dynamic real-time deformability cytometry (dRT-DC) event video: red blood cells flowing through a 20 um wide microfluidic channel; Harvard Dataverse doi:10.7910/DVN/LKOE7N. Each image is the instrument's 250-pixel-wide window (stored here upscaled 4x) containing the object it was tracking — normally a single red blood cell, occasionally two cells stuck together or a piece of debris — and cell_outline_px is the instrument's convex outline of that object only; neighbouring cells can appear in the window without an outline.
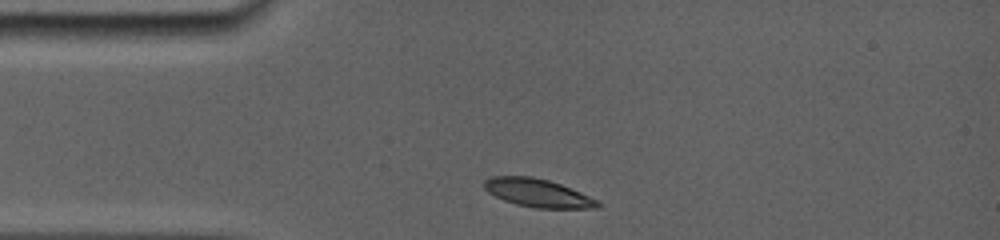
{"species": "common noctule bat (a hibernating species)", "species_latin": "Nyctalus noctula", "temperature_condition": "room temperature", "stored_images_in_passage": 26, "camera_frame_rate_fps": 5000, "um_per_image_px": 0.085, "animal": {"sex": "female", "body_mass_g": 19.0, "forearm_length_mm": 56.7}, "frame": {"image": 1, "passage_image": 1, "time_ms": 0.0, "image_size_px": [1000, 240], "cell_outline_px": [[604, 204], [600, 208], [536, 208], [516, 204], [504, 200], [488, 192], [484, 188], [484, 180], [492, 176], [532, 176], [548, 180], [572, 188], [600, 200]], "centroid_in_image_um": [45.78, 16.4], "position_along_channel_um": 39.2, "area_um2": 18.84}}
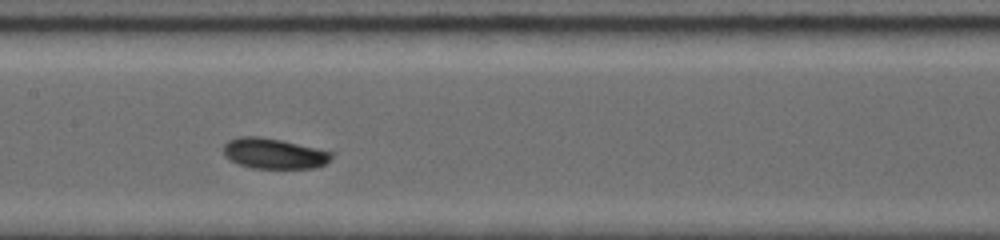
{"frame": {"image": 2, "passage_image": 15, "time_ms": 4.4, "image_size_px": [1000, 240], "cell_outline_px": [[332, 156], [324, 164], [312, 168], [252, 168], [228, 160], [224, 156], [224, 144], [228, 140], [244, 136], [256, 136], [280, 140], [332, 152]], "centroid_in_image_um": [23.22, 13.05], "position_along_channel_um": 184.2, "area_um2": 18.84}}
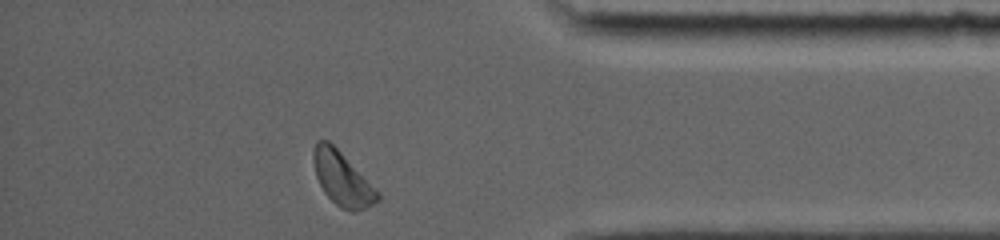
{"frame": {"image": 3, "passage_image": 26, "time_ms": 10.6, "image_size_px": [1000, 240], "cell_outline_px": [[380, 200], [356, 212], [352, 212], [340, 208], [324, 192], [316, 176], [312, 160], [312, 152], [316, 140], [328, 140], [380, 192]], "centroid_in_image_um": [29.08, 15.2], "position_along_channel_um": 406.1, "area_um2": 19.94}, "authors_computed_cell_mechanics": {"area_um2": 18.8428, "velocity_mm_per_s": 3.7655, "shape_relaxation_time_tau1_ms": 5.4017, "shape_relaxation_time_tau2_ms": null, "deformation_change_tau1": 0.1149, "deformation_change_tau2": null}}